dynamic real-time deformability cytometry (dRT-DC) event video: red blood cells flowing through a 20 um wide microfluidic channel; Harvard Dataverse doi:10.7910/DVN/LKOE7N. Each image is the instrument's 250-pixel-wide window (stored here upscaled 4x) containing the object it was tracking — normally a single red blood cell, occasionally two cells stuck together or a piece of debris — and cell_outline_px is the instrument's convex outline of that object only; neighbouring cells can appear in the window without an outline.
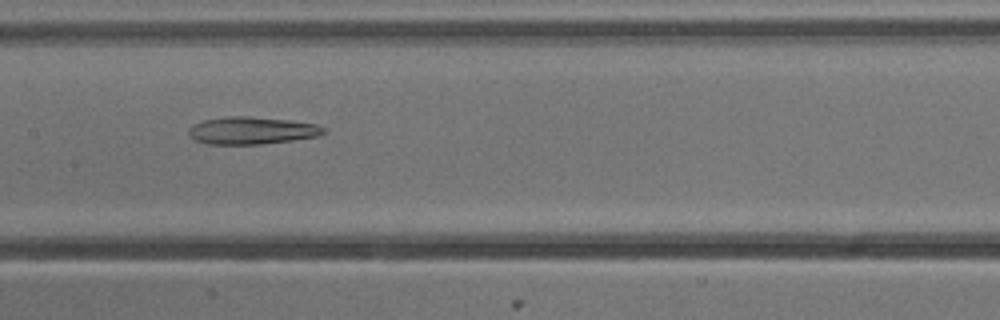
{"species": "common noctule bat (a hibernating species)", "species_latin": "Nyctalus noctula", "temperature_condition": "cold", "stored_images_in_passage": 8, "camera_frame_rate_fps": 3000, "um_per_image_px": 0.085, "animal": {"sex": "male", "body_mass_g": 13.3}, "frame": {"image": 1, "passage_image": 8, "time_ms": 2.333, "image_size_px": [1000, 320], "cell_outline_px": [[324, 132], [316, 136], [292, 140], [260, 144], [208, 144], [196, 140], [188, 136], [188, 128], [192, 124], [204, 120], [228, 116], [248, 116], [288, 120], [316, 124], [324, 128]], "centroid_in_image_um": [21.33, 11.09], "position_along_channel_um": 186.1, "area_um2": 21.39}}